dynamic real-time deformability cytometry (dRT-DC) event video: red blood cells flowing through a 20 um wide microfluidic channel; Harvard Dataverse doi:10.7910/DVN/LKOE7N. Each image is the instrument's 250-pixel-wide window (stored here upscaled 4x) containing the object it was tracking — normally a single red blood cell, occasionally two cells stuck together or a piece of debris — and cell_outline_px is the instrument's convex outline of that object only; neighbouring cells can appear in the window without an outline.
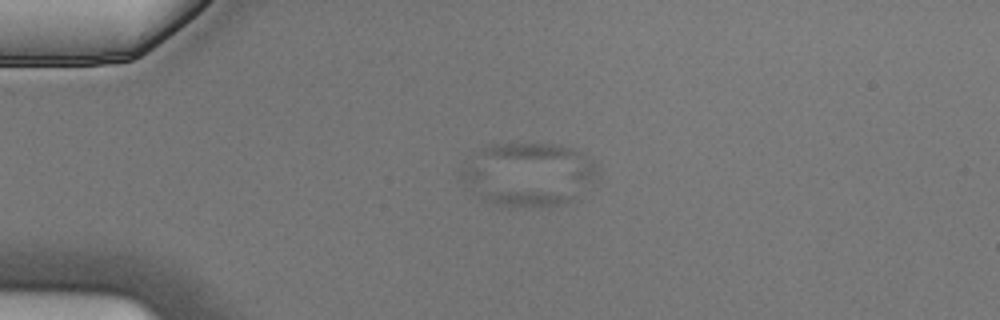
{"species": "Egyptian fruit bat (a non-hibernating species)", "species_latin": "Rousettus aegyptiacus", "temperature_condition": "cold", "stored_images_in_passage": 7, "camera_frame_rate_fps": 3000, "um_per_image_px": 0.085, "animal": {"sex": "male"}, "frame": {"image": 1, "passage_image": 5, "time_ms": 1.333, "image_size_px": [1000, 320], "cell_outline_px": [[572, 200], [556, 204], [504, 204], [488, 200], [480, 196], [464, 184], [460, 180], [460, 160], [572, 196]], "centroid_in_image_um": [43.1, 15.94], "position_along_channel_um": 41.9, "area_um2": 17.98}}